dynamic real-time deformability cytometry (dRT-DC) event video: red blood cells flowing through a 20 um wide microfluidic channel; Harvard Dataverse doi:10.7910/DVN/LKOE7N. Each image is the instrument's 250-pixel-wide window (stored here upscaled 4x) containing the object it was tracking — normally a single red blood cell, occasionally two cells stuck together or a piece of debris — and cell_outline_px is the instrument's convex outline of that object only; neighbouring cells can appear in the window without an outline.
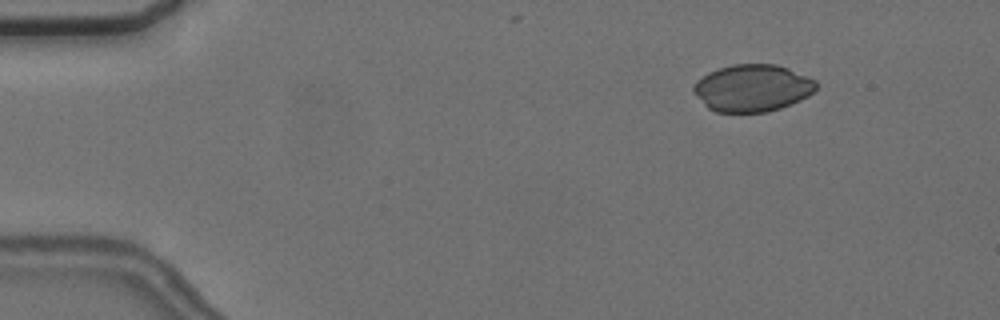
{"species": "common noctule bat (a hibernating species)", "species_latin": "Nyctalus noctula", "temperature_condition": "cold", "stored_images_in_passage": 4, "camera_frame_rate_fps": 3000, "um_per_image_px": 0.085, "animal": {"sex": "female", "body_mass_g": 24.6, "forearm_length_mm": 56.2}, "frame": {"image": 1, "passage_image": 2, "time_ms": 1.0, "image_size_px": [1000, 320], "cell_outline_px": [[816, 88], [808, 96], [792, 104], [768, 112], [716, 112], [708, 108], [692, 92], [692, 88], [696, 80], [708, 72], [732, 64], [776, 64], [788, 68], [808, 76], [816, 80]], "centroid_in_image_um": [63.94, 7.48], "position_along_channel_um": 21.1, "area_um2": 33.81}}